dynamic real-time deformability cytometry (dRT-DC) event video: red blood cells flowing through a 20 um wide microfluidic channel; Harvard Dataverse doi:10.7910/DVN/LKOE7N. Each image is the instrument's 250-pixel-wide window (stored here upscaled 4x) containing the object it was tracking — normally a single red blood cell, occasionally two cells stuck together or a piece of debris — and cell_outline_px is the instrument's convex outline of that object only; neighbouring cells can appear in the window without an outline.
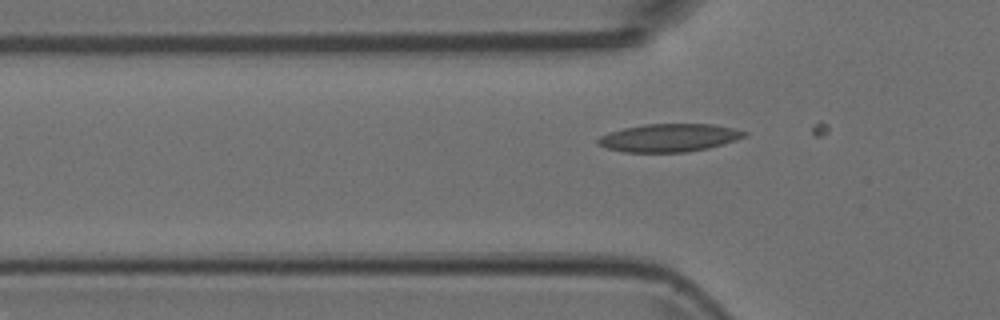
{"species": "Egyptian fruit bat (a non-hibernating species)", "species_latin": "Rousettus aegyptiacus", "temperature_condition": "room temperature", "stored_images_in_passage": 4, "camera_frame_rate_fps": 3000, "um_per_image_px": 0.085, "animal": {"sex": "female"}, "frame": {"image": 1, "passage_image": 4, "time_ms": 1.0, "image_size_px": [1000, 320], "cell_outline_px": [[748, 132], [744, 136], [708, 148], [684, 152], [624, 152], [608, 148], [596, 144], [596, 140], [600, 136], [608, 132], [624, 128], [644, 124], [712, 124], [732, 128]], "centroid_in_image_um": [56.8, 11.7], "position_along_channel_um": 69.0, "area_um2": 23.58}}